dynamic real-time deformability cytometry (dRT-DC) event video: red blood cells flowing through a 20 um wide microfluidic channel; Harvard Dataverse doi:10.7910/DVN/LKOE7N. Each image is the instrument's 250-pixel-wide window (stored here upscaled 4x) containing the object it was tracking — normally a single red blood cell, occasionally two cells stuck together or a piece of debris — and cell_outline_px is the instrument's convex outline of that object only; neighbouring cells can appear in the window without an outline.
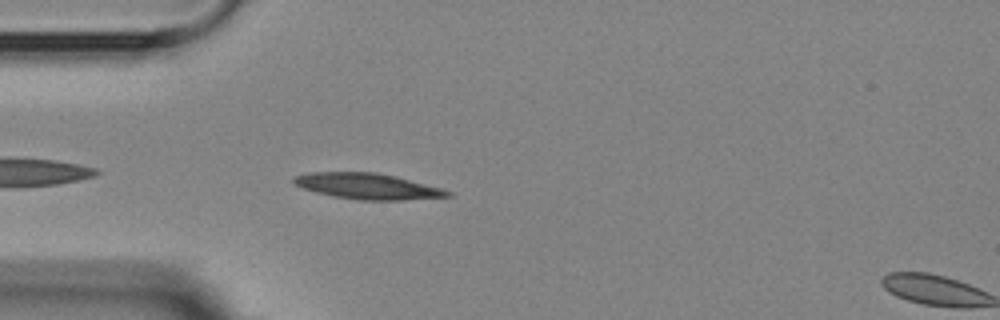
{"species": "Egyptian fruit bat (a non-hibernating species)", "species_latin": "Rousettus aegyptiacus", "temperature_condition": "room temperature", "stored_images_in_passage": 5, "segment_of_instrument_passage": [1, 2], "camera_frame_rate_fps": 3000, "um_per_image_px": 0.085, "animal": {"sex": "female"}, "frame": {"image": 1, "passage_image": 4, "time_ms": 3.333, "image_size_px": [1000, 320], "cell_outline_px": [[452, 196], [400, 200], [360, 200], [332, 196], [316, 192], [304, 188], [296, 184], [292, 180], [296, 176], [308, 172], [376, 172], [396, 176], [440, 188], [452, 192]], "centroid_in_image_um": [31.24, 15.82], "position_along_channel_um": 53.8, "area_um2": 22.95}}